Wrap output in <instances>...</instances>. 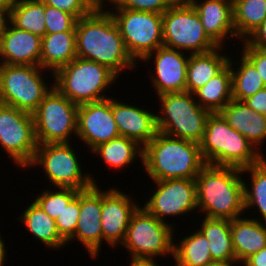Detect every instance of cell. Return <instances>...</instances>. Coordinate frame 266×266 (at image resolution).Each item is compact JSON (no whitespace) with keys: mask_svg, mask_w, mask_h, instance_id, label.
I'll return each instance as SVG.
<instances>
[{"mask_svg":"<svg viewBox=\"0 0 266 266\" xmlns=\"http://www.w3.org/2000/svg\"><path fill=\"white\" fill-rule=\"evenodd\" d=\"M76 55L106 66L118 78L136 63L126 50L119 27L106 9H94L79 18L76 27Z\"/></svg>","mask_w":266,"mask_h":266,"instance_id":"6da1fadb","label":"cell"},{"mask_svg":"<svg viewBox=\"0 0 266 266\" xmlns=\"http://www.w3.org/2000/svg\"><path fill=\"white\" fill-rule=\"evenodd\" d=\"M241 169L206 164L195 178L197 212L211 219L233 220L245 211Z\"/></svg>","mask_w":266,"mask_h":266,"instance_id":"7a4b0ae2","label":"cell"},{"mask_svg":"<svg viewBox=\"0 0 266 266\" xmlns=\"http://www.w3.org/2000/svg\"><path fill=\"white\" fill-rule=\"evenodd\" d=\"M142 163L153 181L195 179L206 165L200 144L159 131L143 147Z\"/></svg>","mask_w":266,"mask_h":266,"instance_id":"3957f363","label":"cell"},{"mask_svg":"<svg viewBox=\"0 0 266 266\" xmlns=\"http://www.w3.org/2000/svg\"><path fill=\"white\" fill-rule=\"evenodd\" d=\"M200 150L206 164L241 170L259 164L265 158L220 113H211L208 116Z\"/></svg>","mask_w":266,"mask_h":266,"instance_id":"277c9868","label":"cell"},{"mask_svg":"<svg viewBox=\"0 0 266 266\" xmlns=\"http://www.w3.org/2000/svg\"><path fill=\"white\" fill-rule=\"evenodd\" d=\"M53 78L54 86L76 105L108 99L103 93L118 82L106 66L79 57L59 68Z\"/></svg>","mask_w":266,"mask_h":266,"instance_id":"5b68a950","label":"cell"},{"mask_svg":"<svg viewBox=\"0 0 266 266\" xmlns=\"http://www.w3.org/2000/svg\"><path fill=\"white\" fill-rule=\"evenodd\" d=\"M158 97L161 102L160 112L156 114L158 131L200 144L211 113L199 105L194 94L186 91Z\"/></svg>","mask_w":266,"mask_h":266,"instance_id":"8992f818","label":"cell"},{"mask_svg":"<svg viewBox=\"0 0 266 266\" xmlns=\"http://www.w3.org/2000/svg\"><path fill=\"white\" fill-rule=\"evenodd\" d=\"M163 46L189 54L205 53L218 46L205 33L200 17L188 0H176L162 14Z\"/></svg>","mask_w":266,"mask_h":266,"instance_id":"52a82bcc","label":"cell"},{"mask_svg":"<svg viewBox=\"0 0 266 266\" xmlns=\"http://www.w3.org/2000/svg\"><path fill=\"white\" fill-rule=\"evenodd\" d=\"M173 227L157 219L141 205L132 214L121 245L129 252L130 258L156 259L169 254L173 258L176 241Z\"/></svg>","mask_w":266,"mask_h":266,"instance_id":"ba28073f","label":"cell"},{"mask_svg":"<svg viewBox=\"0 0 266 266\" xmlns=\"http://www.w3.org/2000/svg\"><path fill=\"white\" fill-rule=\"evenodd\" d=\"M78 154L70 142L38 144L27 168L41 166L51 187L88 189L96 183L93 175L82 171ZM84 174V175H83Z\"/></svg>","mask_w":266,"mask_h":266,"instance_id":"9c48e42d","label":"cell"},{"mask_svg":"<svg viewBox=\"0 0 266 266\" xmlns=\"http://www.w3.org/2000/svg\"><path fill=\"white\" fill-rule=\"evenodd\" d=\"M42 72L40 66L0 64V102L33 114L54 86Z\"/></svg>","mask_w":266,"mask_h":266,"instance_id":"30bf717a","label":"cell"},{"mask_svg":"<svg viewBox=\"0 0 266 266\" xmlns=\"http://www.w3.org/2000/svg\"><path fill=\"white\" fill-rule=\"evenodd\" d=\"M108 11L119 27L127 52L136 63L163 46L162 14L122 8Z\"/></svg>","mask_w":266,"mask_h":266,"instance_id":"8fae6325","label":"cell"},{"mask_svg":"<svg viewBox=\"0 0 266 266\" xmlns=\"http://www.w3.org/2000/svg\"><path fill=\"white\" fill-rule=\"evenodd\" d=\"M77 112L78 105L53 86L32 114L37 143L70 142L77 135Z\"/></svg>","mask_w":266,"mask_h":266,"instance_id":"7c38bea8","label":"cell"},{"mask_svg":"<svg viewBox=\"0 0 266 266\" xmlns=\"http://www.w3.org/2000/svg\"><path fill=\"white\" fill-rule=\"evenodd\" d=\"M0 146L16 165L27 168L38 147L33 115L0 102Z\"/></svg>","mask_w":266,"mask_h":266,"instance_id":"4fadbf2b","label":"cell"},{"mask_svg":"<svg viewBox=\"0 0 266 266\" xmlns=\"http://www.w3.org/2000/svg\"><path fill=\"white\" fill-rule=\"evenodd\" d=\"M154 192L144 204V208L157 219L166 222V217L190 214L198 209L195 179H169L154 181Z\"/></svg>","mask_w":266,"mask_h":266,"instance_id":"5bb4252c","label":"cell"},{"mask_svg":"<svg viewBox=\"0 0 266 266\" xmlns=\"http://www.w3.org/2000/svg\"><path fill=\"white\" fill-rule=\"evenodd\" d=\"M77 137L91 151L120 136L112 112V98L78 105Z\"/></svg>","mask_w":266,"mask_h":266,"instance_id":"9a60e30c","label":"cell"},{"mask_svg":"<svg viewBox=\"0 0 266 266\" xmlns=\"http://www.w3.org/2000/svg\"><path fill=\"white\" fill-rule=\"evenodd\" d=\"M135 202L119 188L102 190V241L108 246L113 248L123 243L131 216L140 205Z\"/></svg>","mask_w":266,"mask_h":266,"instance_id":"2e32d148","label":"cell"},{"mask_svg":"<svg viewBox=\"0 0 266 266\" xmlns=\"http://www.w3.org/2000/svg\"><path fill=\"white\" fill-rule=\"evenodd\" d=\"M176 49L165 46L148 54L141 62L153 59L154 74L151 75L153 89L157 95L186 91L187 64L189 56ZM153 57V58H152Z\"/></svg>","mask_w":266,"mask_h":266,"instance_id":"e0dca14e","label":"cell"},{"mask_svg":"<svg viewBox=\"0 0 266 266\" xmlns=\"http://www.w3.org/2000/svg\"><path fill=\"white\" fill-rule=\"evenodd\" d=\"M102 191L98 184L80 191V215L75 233L66 241L82 243L92 259H97L102 243ZM99 253V254H98Z\"/></svg>","mask_w":266,"mask_h":266,"instance_id":"ac0fdd59","label":"cell"},{"mask_svg":"<svg viewBox=\"0 0 266 266\" xmlns=\"http://www.w3.org/2000/svg\"><path fill=\"white\" fill-rule=\"evenodd\" d=\"M112 98V112L120 136L147 145L157 134L156 114Z\"/></svg>","mask_w":266,"mask_h":266,"instance_id":"d6986e66","label":"cell"},{"mask_svg":"<svg viewBox=\"0 0 266 266\" xmlns=\"http://www.w3.org/2000/svg\"><path fill=\"white\" fill-rule=\"evenodd\" d=\"M42 38L10 22L0 36V64L40 66Z\"/></svg>","mask_w":266,"mask_h":266,"instance_id":"ffe728a7","label":"cell"},{"mask_svg":"<svg viewBox=\"0 0 266 266\" xmlns=\"http://www.w3.org/2000/svg\"><path fill=\"white\" fill-rule=\"evenodd\" d=\"M197 11L205 33L220 47L227 37L236 38L232 0H188Z\"/></svg>","mask_w":266,"mask_h":266,"instance_id":"44dd1931","label":"cell"},{"mask_svg":"<svg viewBox=\"0 0 266 266\" xmlns=\"http://www.w3.org/2000/svg\"><path fill=\"white\" fill-rule=\"evenodd\" d=\"M219 113L262 153L260 147L266 140V115L255 112L244 101L233 99Z\"/></svg>","mask_w":266,"mask_h":266,"instance_id":"7402d4cb","label":"cell"},{"mask_svg":"<svg viewBox=\"0 0 266 266\" xmlns=\"http://www.w3.org/2000/svg\"><path fill=\"white\" fill-rule=\"evenodd\" d=\"M232 245L236 263L241 264L251 255L266 247V223L259 218L243 216L230 220Z\"/></svg>","mask_w":266,"mask_h":266,"instance_id":"603a6c76","label":"cell"},{"mask_svg":"<svg viewBox=\"0 0 266 266\" xmlns=\"http://www.w3.org/2000/svg\"><path fill=\"white\" fill-rule=\"evenodd\" d=\"M224 47L205 52L190 54L187 64L186 92L194 94L212 77L220 74L228 65L230 56L220 53ZM226 55V56H225Z\"/></svg>","mask_w":266,"mask_h":266,"instance_id":"cb8c5ba5","label":"cell"},{"mask_svg":"<svg viewBox=\"0 0 266 266\" xmlns=\"http://www.w3.org/2000/svg\"><path fill=\"white\" fill-rule=\"evenodd\" d=\"M76 57L75 31L46 33L42 37L40 67L51 71L52 76Z\"/></svg>","mask_w":266,"mask_h":266,"instance_id":"d4e9b609","label":"cell"},{"mask_svg":"<svg viewBox=\"0 0 266 266\" xmlns=\"http://www.w3.org/2000/svg\"><path fill=\"white\" fill-rule=\"evenodd\" d=\"M20 217L18 219L23 222L22 225L27 227V231L45 247L58 250L67 245L57 231L55 219L49 217L35 201L25 208Z\"/></svg>","mask_w":266,"mask_h":266,"instance_id":"484cf974","label":"cell"},{"mask_svg":"<svg viewBox=\"0 0 266 266\" xmlns=\"http://www.w3.org/2000/svg\"><path fill=\"white\" fill-rule=\"evenodd\" d=\"M200 225L199 230L209 241V250L213 261L236 262L230 220L204 217Z\"/></svg>","mask_w":266,"mask_h":266,"instance_id":"4316f807","label":"cell"},{"mask_svg":"<svg viewBox=\"0 0 266 266\" xmlns=\"http://www.w3.org/2000/svg\"><path fill=\"white\" fill-rule=\"evenodd\" d=\"M196 101L210 113H219L232 98V73L228 65L194 93Z\"/></svg>","mask_w":266,"mask_h":266,"instance_id":"83f0119b","label":"cell"},{"mask_svg":"<svg viewBox=\"0 0 266 266\" xmlns=\"http://www.w3.org/2000/svg\"><path fill=\"white\" fill-rule=\"evenodd\" d=\"M92 152L94 155H99L106 165L121 169L129 166L132 162H136L134 160L139 157L142 163L143 147L132 139L119 136L98 145L90 153Z\"/></svg>","mask_w":266,"mask_h":266,"instance_id":"f1b7e54d","label":"cell"},{"mask_svg":"<svg viewBox=\"0 0 266 266\" xmlns=\"http://www.w3.org/2000/svg\"><path fill=\"white\" fill-rule=\"evenodd\" d=\"M179 241L174 243L175 266H206L214 262L209 241L199 229Z\"/></svg>","mask_w":266,"mask_h":266,"instance_id":"f546056e","label":"cell"},{"mask_svg":"<svg viewBox=\"0 0 266 266\" xmlns=\"http://www.w3.org/2000/svg\"><path fill=\"white\" fill-rule=\"evenodd\" d=\"M236 39L245 41L266 19V0H232Z\"/></svg>","mask_w":266,"mask_h":266,"instance_id":"4dcf8cb0","label":"cell"},{"mask_svg":"<svg viewBox=\"0 0 266 266\" xmlns=\"http://www.w3.org/2000/svg\"><path fill=\"white\" fill-rule=\"evenodd\" d=\"M45 4L40 0H18L10 9L9 22L41 38L46 34Z\"/></svg>","mask_w":266,"mask_h":266,"instance_id":"1f68e13d","label":"cell"},{"mask_svg":"<svg viewBox=\"0 0 266 266\" xmlns=\"http://www.w3.org/2000/svg\"><path fill=\"white\" fill-rule=\"evenodd\" d=\"M231 59L229 65L232 73L233 100L243 101L266 87L255 66L242 53L237 68L233 67L236 63Z\"/></svg>","mask_w":266,"mask_h":266,"instance_id":"d6a6232c","label":"cell"},{"mask_svg":"<svg viewBox=\"0 0 266 266\" xmlns=\"http://www.w3.org/2000/svg\"><path fill=\"white\" fill-rule=\"evenodd\" d=\"M241 172L243 175H251L249 186L244 181L245 211L256 206L259 216L263 218L259 221L266 223V158L259 164L242 169Z\"/></svg>","mask_w":266,"mask_h":266,"instance_id":"836d02e7","label":"cell"},{"mask_svg":"<svg viewBox=\"0 0 266 266\" xmlns=\"http://www.w3.org/2000/svg\"><path fill=\"white\" fill-rule=\"evenodd\" d=\"M54 189L43 191L42 194L37 195L35 202L49 217L56 220L79 190L59 187Z\"/></svg>","mask_w":266,"mask_h":266,"instance_id":"e575fe53","label":"cell"},{"mask_svg":"<svg viewBox=\"0 0 266 266\" xmlns=\"http://www.w3.org/2000/svg\"><path fill=\"white\" fill-rule=\"evenodd\" d=\"M80 215V191L69 202L66 208L62 211L56 222V228L60 236L67 241L74 233L77 227Z\"/></svg>","mask_w":266,"mask_h":266,"instance_id":"d590c367","label":"cell"},{"mask_svg":"<svg viewBox=\"0 0 266 266\" xmlns=\"http://www.w3.org/2000/svg\"><path fill=\"white\" fill-rule=\"evenodd\" d=\"M44 14L46 33L75 31L78 19L74 15L46 4Z\"/></svg>","mask_w":266,"mask_h":266,"instance_id":"8d00e7d4","label":"cell"},{"mask_svg":"<svg viewBox=\"0 0 266 266\" xmlns=\"http://www.w3.org/2000/svg\"><path fill=\"white\" fill-rule=\"evenodd\" d=\"M176 0H117L113 8L163 14Z\"/></svg>","mask_w":266,"mask_h":266,"instance_id":"74e56055","label":"cell"},{"mask_svg":"<svg viewBox=\"0 0 266 266\" xmlns=\"http://www.w3.org/2000/svg\"><path fill=\"white\" fill-rule=\"evenodd\" d=\"M46 5H50L74 15L77 19L90 14L94 9L86 0H40Z\"/></svg>","mask_w":266,"mask_h":266,"instance_id":"f35d334b","label":"cell"},{"mask_svg":"<svg viewBox=\"0 0 266 266\" xmlns=\"http://www.w3.org/2000/svg\"><path fill=\"white\" fill-rule=\"evenodd\" d=\"M242 53L257 69L266 86V50L251 47L246 41H242Z\"/></svg>","mask_w":266,"mask_h":266,"instance_id":"ab89813d","label":"cell"},{"mask_svg":"<svg viewBox=\"0 0 266 266\" xmlns=\"http://www.w3.org/2000/svg\"><path fill=\"white\" fill-rule=\"evenodd\" d=\"M243 101L255 112L266 115V87Z\"/></svg>","mask_w":266,"mask_h":266,"instance_id":"60d3db41","label":"cell"},{"mask_svg":"<svg viewBox=\"0 0 266 266\" xmlns=\"http://www.w3.org/2000/svg\"><path fill=\"white\" fill-rule=\"evenodd\" d=\"M245 41L251 47L266 50V19Z\"/></svg>","mask_w":266,"mask_h":266,"instance_id":"b9f144b4","label":"cell"},{"mask_svg":"<svg viewBox=\"0 0 266 266\" xmlns=\"http://www.w3.org/2000/svg\"><path fill=\"white\" fill-rule=\"evenodd\" d=\"M241 265L243 266H266V247L248 257Z\"/></svg>","mask_w":266,"mask_h":266,"instance_id":"7bdbcfd3","label":"cell"},{"mask_svg":"<svg viewBox=\"0 0 266 266\" xmlns=\"http://www.w3.org/2000/svg\"><path fill=\"white\" fill-rule=\"evenodd\" d=\"M10 20V10L0 7V36L6 30Z\"/></svg>","mask_w":266,"mask_h":266,"instance_id":"ee69618b","label":"cell"},{"mask_svg":"<svg viewBox=\"0 0 266 266\" xmlns=\"http://www.w3.org/2000/svg\"><path fill=\"white\" fill-rule=\"evenodd\" d=\"M154 258H131L129 266H159Z\"/></svg>","mask_w":266,"mask_h":266,"instance_id":"f6af8a7d","label":"cell"},{"mask_svg":"<svg viewBox=\"0 0 266 266\" xmlns=\"http://www.w3.org/2000/svg\"><path fill=\"white\" fill-rule=\"evenodd\" d=\"M86 1L93 9H104L106 6V4L104 5V3L110 2L111 5H114L117 0H86Z\"/></svg>","mask_w":266,"mask_h":266,"instance_id":"bcb514c9","label":"cell"},{"mask_svg":"<svg viewBox=\"0 0 266 266\" xmlns=\"http://www.w3.org/2000/svg\"><path fill=\"white\" fill-rule=\"evenodd\" d=\"M6 246H5V243H4V239L3 237H1V233H0V266H4L5 265V259L6 258Z\"/></svg>","mask_w":266,"mask_h":266,"instance_id":"7dc6e473","label":"cell"},{"mask_svg":"<svg viewBox=\"0 0 266 266\" xmlns=\"http://www.w3.org/2000/svg\"><path fill=\"white\" fill-rule=\"evenodd\" d=\"M18 0H0V7L11 9Z\"/></svg>","mask_w":266,"mask_h":266,"instance_id":"c3c4849f","label":"cell"},{"mask_svg":"<svg viewBox=\"0 0 266 266\" xmlns=\"http://www.w3.org/2000/svg\"><path fill=\"white\" fill-rule=\"evenodd\" d=\"M235 266L238 265V263L236 262H217V261H214L210 264H207L206 266Z\"/></svg>","mask_w":266,"mask_h":266,"instance_id":"681fc988","label":"cell"}]
</instances>
